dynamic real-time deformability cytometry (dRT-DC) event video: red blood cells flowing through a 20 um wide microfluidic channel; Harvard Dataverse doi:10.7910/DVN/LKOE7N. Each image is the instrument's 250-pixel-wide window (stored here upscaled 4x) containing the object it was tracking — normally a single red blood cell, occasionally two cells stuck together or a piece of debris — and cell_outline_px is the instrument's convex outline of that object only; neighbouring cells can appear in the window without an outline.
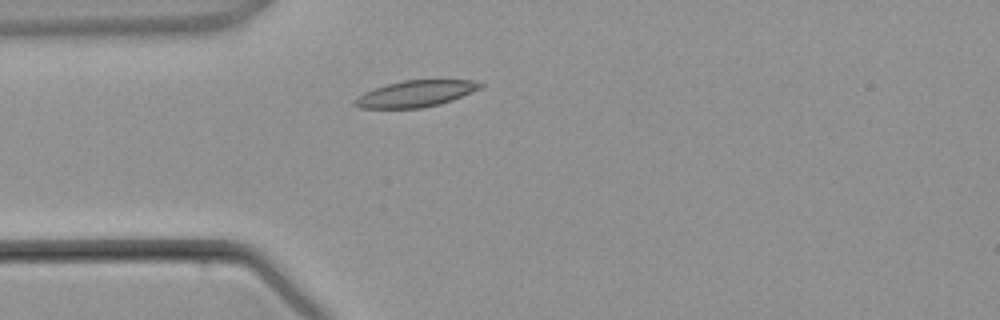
{"species": "common noctule bat (a hibernating species)", "species_latin": "Nyctalus noctula", "temperature_condition": "warm", "stored_images_in_passage": 2, "camera_frame_rate_fps": 3000, "um_per_image_px": 0.085, "animal": {"sex": "male", "body_mass_g": 21.5, "forearm_length_mm": 52.0}, "frame": {"image": 1, "passage_image": 2, "time_ms": 1.333, "image_size_px": [1000, 320], "cell_outline_px": [[484, 84], [480, 88], [452, 100], [440, 104], [420, 108], [360, 108], [352, 104], [352, 100], [356, 96], [364, 92], [388, 84], [404, 80], [476, 80]], "centroid_in_image_um": [35.29, 7.97], "position_along_channel_um": 49.7, "area_um2": 19.25}}